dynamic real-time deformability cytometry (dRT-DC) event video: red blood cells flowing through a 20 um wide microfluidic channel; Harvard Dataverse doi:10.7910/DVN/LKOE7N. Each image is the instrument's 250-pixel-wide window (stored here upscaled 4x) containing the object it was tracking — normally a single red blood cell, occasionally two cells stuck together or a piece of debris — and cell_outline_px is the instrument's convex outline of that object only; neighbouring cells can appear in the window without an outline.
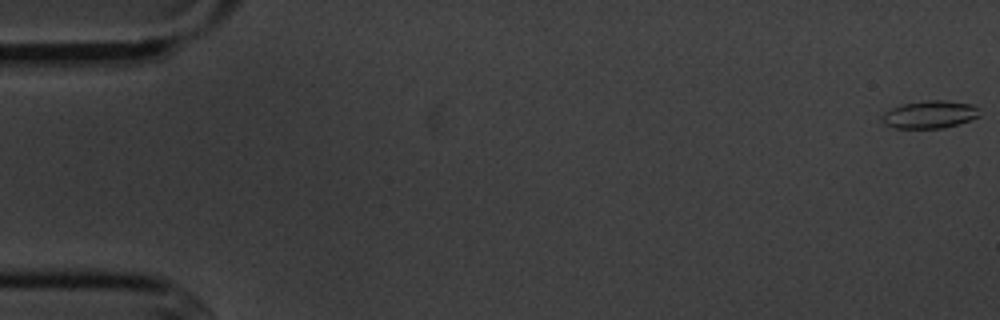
{"species": "common noctule bat (a hibernating species)", "species_latin": "Nyctalus noctula", "temperature_condition": "cold", "stored_images_in_passage": 6, "camera_frame_rate_fps": 3000, "um_per_image_px": 0.085, "animal": {"sex": "male", "body_mass_g": 20.1, "forearm_length_mm": 53.5}, "frame": {"image": 1, "passage_image": 1, "time_ms": 0.0, "image_size_px": [1000, 320], "cell_outline_px": [[980, 116], [960, 124], [944, 128], [896, 128], [884, 124], [880, 120], [880, 116], [884, 112], [900, 104], [928, 100], [944, 100], [972, 104], [976, 108]], "centroid_in_image_um": [78.99, 9.74], "position_along_channel_um": 6.0, "area_um2": 15.84}}
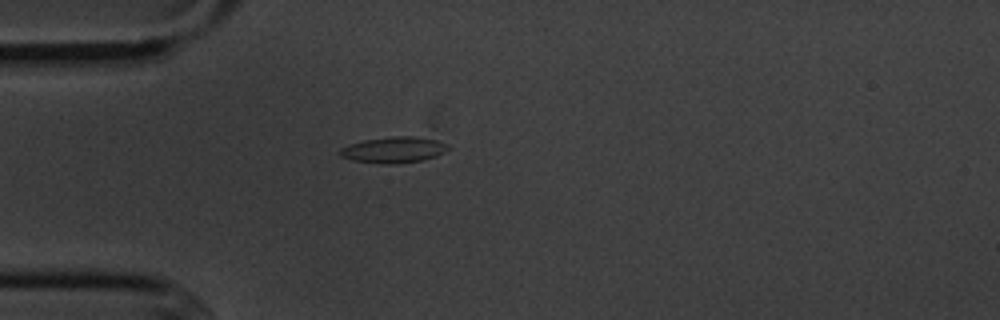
{"frame": {"image": 2, "passage_image": 5, "time_ms": 5.0, "image_size_px": [1000, 320], "cell_outline_px": [[452, 148], [436, 156], [424, 160], [392, 164], [388, 164], [352, 160], [340, 156], [340, 148], [348, 144], [364, 140], [392, 136], [416, 136], [436, 140], [448, 144]], "centroid_in_image_um": [33.49, 12.73], "position_along_channel_um": 51.5, "area_um2": 16.47}}